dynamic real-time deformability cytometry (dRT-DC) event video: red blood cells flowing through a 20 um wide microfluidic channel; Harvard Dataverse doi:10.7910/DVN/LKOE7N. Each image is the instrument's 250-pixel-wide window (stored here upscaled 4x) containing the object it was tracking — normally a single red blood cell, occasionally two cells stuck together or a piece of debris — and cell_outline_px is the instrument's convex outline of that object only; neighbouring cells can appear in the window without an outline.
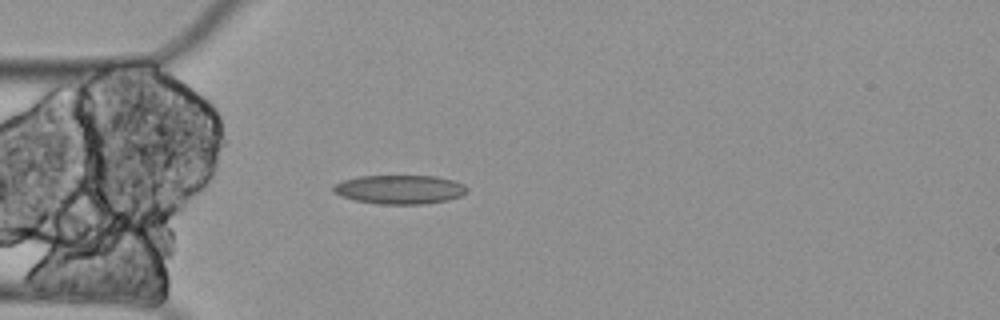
{"species": "Egyptian fruit bat (a non-hibernating species)", "species_latin": "Rousettus aegyptiacus", "temperature_condition": "cold", "stored_images_in_passage": 5, "camera_frame_rate_fps": 3000, "um_per_image_px": 0.085, "animal": {"sex": "female"}, "frame": {"image": 1, "passage_image": 5, "time_ms": 1.333, "image_size_px": [1000, 320], "cell_outline_px": [[468, 192], [460, 196], [448, 200], [424, 204], [380, 204], [352, 200], [340, 196], [332, 192], [332, 184], [344, 180], [360, 176], [436, 176], [452, 180], [464, 184], [468, 188]], "centroid_in_image_um": [33.95, 16.11], "position_along_channel_um": 51.1, "area_um2": 22.77}}